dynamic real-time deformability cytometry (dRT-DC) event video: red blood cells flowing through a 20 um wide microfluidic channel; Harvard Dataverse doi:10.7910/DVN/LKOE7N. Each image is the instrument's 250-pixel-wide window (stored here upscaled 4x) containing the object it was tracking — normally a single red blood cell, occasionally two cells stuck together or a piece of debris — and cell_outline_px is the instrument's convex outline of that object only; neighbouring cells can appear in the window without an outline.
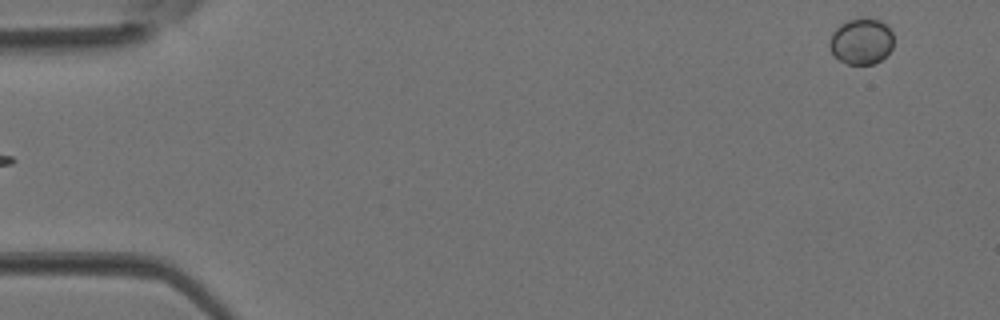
{"species": "Egyptian fruit bat (a non-hibernating species)", "species_latin": "Rousettus aegyptiacus", "temperature_condition": "room temperature", "stored_images_in_passage": 4, "camera_frame_rate_fps": 3000, "um_per_image_px": 0.085, "animal": {"sex": "female"}, "frame": {"image": 1, "passage_image": 4, "time_ms": 1.0, "image_size_px": [1000, 320], "cell_outline_px": [[892, 48], [880, 60], [872, 64], [848, 64], [840, 60], [832, 52], [828, 44], [832, 32], [840, 24], [848, 20], [860, 16], [880, 20], [892, 32]], "centroid_in_image_um": [73.19, 3.48], "position_along_channel_um": 11.8, "area_um2": 17.17}}